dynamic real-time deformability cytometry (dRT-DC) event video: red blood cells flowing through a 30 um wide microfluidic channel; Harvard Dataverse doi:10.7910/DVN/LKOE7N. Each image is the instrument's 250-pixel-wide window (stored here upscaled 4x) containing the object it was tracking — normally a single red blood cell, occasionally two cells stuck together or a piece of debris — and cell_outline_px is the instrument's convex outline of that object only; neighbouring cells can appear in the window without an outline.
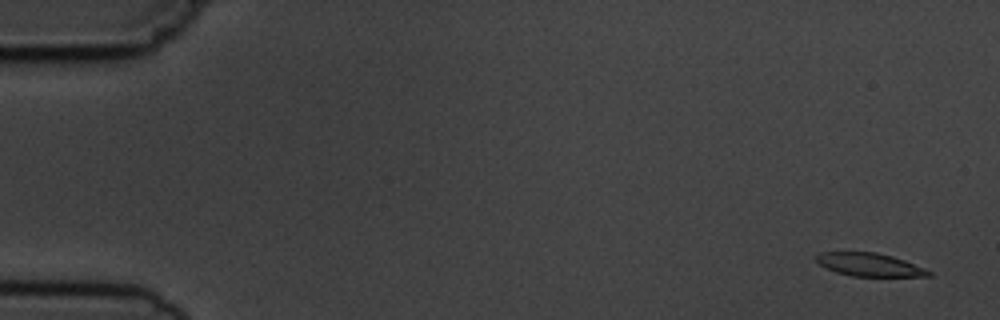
{"species": "common noctule bat (a hibernating species)", "species_latin": "Nyctalus noctula", "temperature_condition": "cold", "stored_images_in_passage": 5, "segment_of_instrument_passage": [2, 2], "camera_frame_rate_fps": 3000, "um_per_image_px": 0.085, "animal": {"sex": "male", "body_mass_g": 19.5, "forearm_length_mm": 54.6}, "frame": {"image": 1, "passage_image": 5, "time_ms": 4.667, "image_size_px": [1000, 320], "cell_outline_px": [[932, 276], [852, 276], [836, 272], [820, 264], [816, 260], [816, 256], [820, 252], [876, 252], [892, 256], [904, 260], [924, 268], [932, 272]], "centroid_in_image_um": [73.91, 22.49], "position_along_channel_um": 11.1, "area_um2": 14.97}}